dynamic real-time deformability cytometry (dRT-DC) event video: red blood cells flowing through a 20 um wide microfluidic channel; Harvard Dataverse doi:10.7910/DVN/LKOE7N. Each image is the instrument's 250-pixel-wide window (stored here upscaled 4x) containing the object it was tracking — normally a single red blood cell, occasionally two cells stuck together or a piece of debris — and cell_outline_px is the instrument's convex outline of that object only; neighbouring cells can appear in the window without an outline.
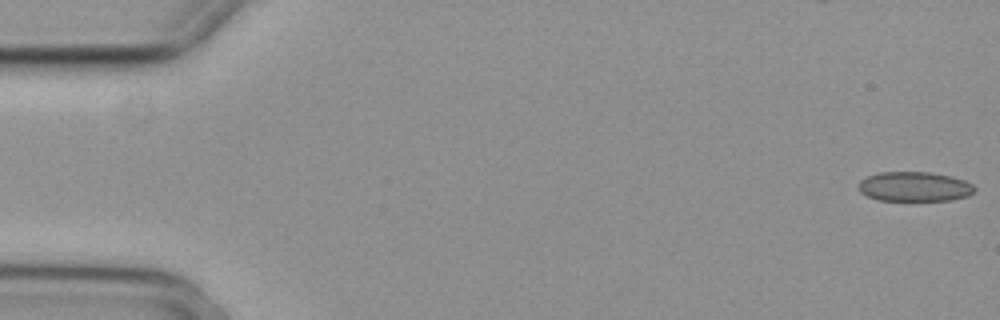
{"species": "common noctule bat (a hibernating species)", "species_latin": "Nyctalus noctula", "temperature_condition": "cold", "stored_images_in_passage": 6, "camera_frame_rate_fps": 3000, "um_per_image_px": 0.085, "animal": {"sex": "female", "body_mass_g": 29.2, "forearm_length_mm": 56.3}, "frame": {"image": 1, "passage_image": 1, "time_ms": 0.0, "image_size_px": [1000, 320], "cell_outline_px": [[976, 188], [968, 196], [952, 200], [876, 200], [860, 192], [856, 184], [860, 180], [868, 176], [880, 172], [932, 172], [952, 176], [964, 180], [972, 184]], "centroid_in_image_um": [77.71, 15.85], "position_along_channel_um": 7.3, "area_um2": 20.17}}